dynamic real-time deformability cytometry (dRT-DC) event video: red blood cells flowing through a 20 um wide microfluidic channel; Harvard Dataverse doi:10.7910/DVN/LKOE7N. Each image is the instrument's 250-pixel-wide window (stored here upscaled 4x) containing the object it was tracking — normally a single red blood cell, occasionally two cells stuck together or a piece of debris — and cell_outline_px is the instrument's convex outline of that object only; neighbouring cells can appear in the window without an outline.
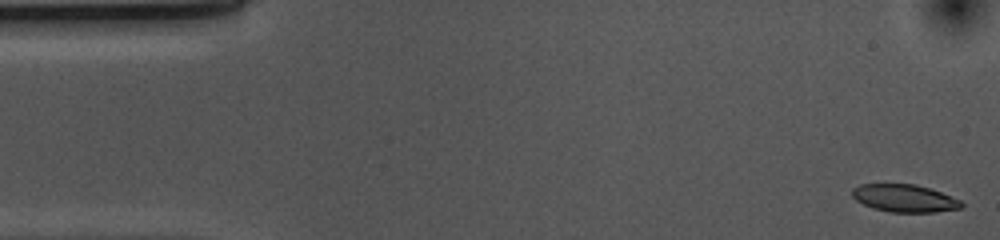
{"species": "common noctule bat (a hibernating species)", "species_latin": "Nyctalus noctula", "temperature_condition": "cold", "stored_images_in_passage": 53, "camera_frame_rate_fps": 3000, "um_per_image_px": 0.085, "animal": {"sex": "female", "body_mass_g": 10.0, "forearm_length_mm": 53.1}, "frame": {"image": 1, "passage_image": 1, "time_ms": 0.0, "image_size_px": [1000, 240], "cell_outline_px": [[964, 204], [960, 208], [936, 212], [892, 212], [872, 208], [856, 200], [852, 196], [852, 188], [860, 184], [916, 184], [940, 192], [960, 200]], "centroid_in_image_um": [76.86, 16.85], "position_along_channel_um": 8.1, "area_um2": 17.46}}
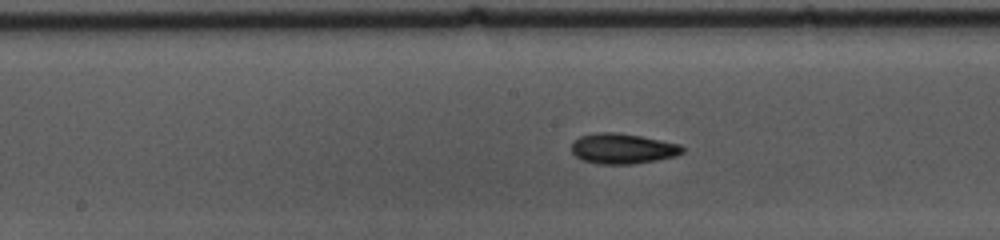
{"frame": {"image": 2, "passage_image": 25, "time_ms": 8.0, "image_size_px": [1000, 240], "cell_outline_px": [[684, 152], [676, 156], [656, 160], [632, 164], [600, 164], [580, 160], [572, 152], [572, 144], [580, 136], [596, 132], [620, 132], [680, 144], [684, 148]], "centroid_in_image_um": [52.92, 12.63], "position_along_channel_um": 195.3, "area_um2": 19.65}}
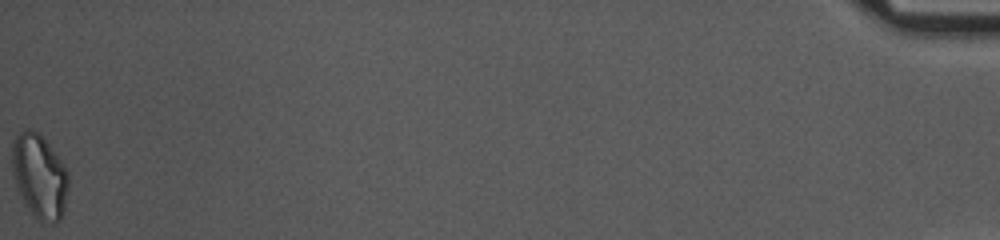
{"frame": {"image": 3, "passage_image": 53, "time_ms": 17.333, "image_size_px": [1000, 240], "cell_outline_px": [[68, 188], [64, 212], [60, 220], [36, 220], [28, 208], [16, 184], [12, 172], [12, 144], [16, 136], [24, 128], [28, 128], [40, 132], [60, 160], [68, 172]], "centroid_in_image_um": [3.35, 14.93], "position_along_channel_um": 431.8, "area_um2": 27.34}, "authors_computed_cell_mechanics": {"area_um2": 18.9584, "velocity_mm_per_s": 3.6855, "shape_relaxation_time_tau1_ms": 3.0094, "shape_relaxation_time_tau2_ms": 7.9926, "deformation_change_tau1": 0.116, "deformation_change_tau2": 0.1515}}